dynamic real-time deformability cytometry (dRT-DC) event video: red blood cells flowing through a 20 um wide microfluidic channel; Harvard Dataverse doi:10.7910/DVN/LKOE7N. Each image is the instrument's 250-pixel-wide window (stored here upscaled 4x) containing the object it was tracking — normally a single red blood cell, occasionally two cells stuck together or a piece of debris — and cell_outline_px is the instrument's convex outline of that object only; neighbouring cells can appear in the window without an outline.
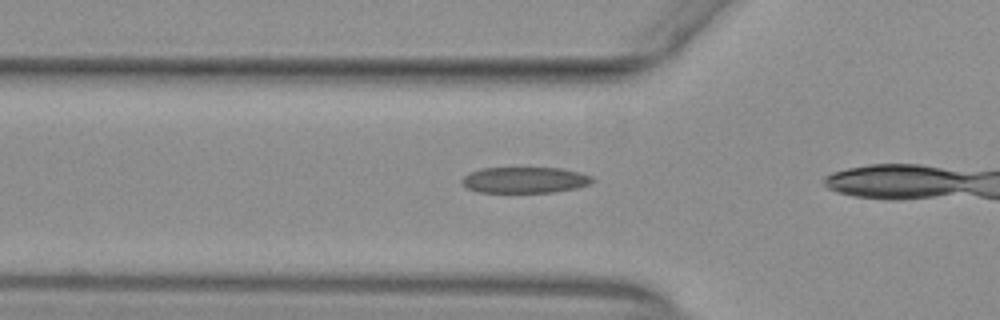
{"species": "common noctule bat (a hibernating species)", "species_latin": "Nyctalus noctula", "temperature_condition": "warm", "stored_images_in_passage": 5, "camera_frame_rate_fps": 3000, "um_per_image_px": 0.085, "animal": {"sex": "female", "body_mass_g": 29.2, "forearm_length_mm": 56.3}, "frame": {"image": 1, "passage_image": 3, "time_ms": 0.667, "image_size_px": [1000, 320], "cell_outline_px": [[596, 180], [592, 184], [576, 188], [552, 192], [476, 192], [460, 184], [460, 180], [464, 176], [480, 168], [560, 168], [580, 172], [592, 176]], "centroid_in_image_um": [44.62, 15.3], "position_along_channel_um": 81.2, "area_um2": 19.94}}